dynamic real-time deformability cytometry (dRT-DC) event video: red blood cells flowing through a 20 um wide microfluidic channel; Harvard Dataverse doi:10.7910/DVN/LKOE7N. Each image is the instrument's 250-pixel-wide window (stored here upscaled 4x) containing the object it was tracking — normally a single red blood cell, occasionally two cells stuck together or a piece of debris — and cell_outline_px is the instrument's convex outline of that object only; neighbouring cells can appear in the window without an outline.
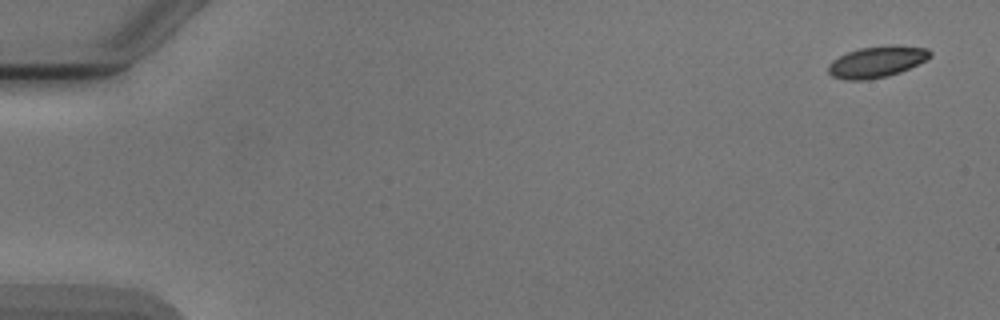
{"species": "Egyptian fruit bat (a non-hibernating species)", "species_latin": "Rousettus aegyptiacus", "temperature_condition": "cold", "stored_images_in_passage": 5, "camera_frame_rate_fps": 3000, "um_per_image_px": 0.085, "animal": {"sex": "male"}, "frame": {"image": 1, "passage_image": 1, "time_ms": 0.0, "image_size_px": [1000, 320], "cell_outline_px": [[932, 56], [900, 72], [888, 76], [868, 80], [844, 80], [832, 76], [828, 72], [828, 64], [832, 60], [848, 52], [860, 48], [928, 48], [932, 52]], "centroid_in_image_um": [74.44, 5.32], "position_along_channel_um": 10.6, "area_um2": 17.63}}
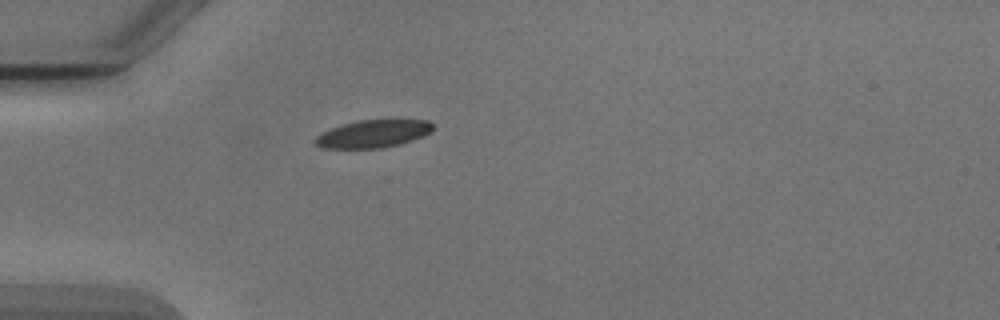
{"frame": {"image": 2, "passage_image": 5, "time_ms": 4.667, "image_size_px": [1000, 320], "cell_outline_px": [[432, 132], [424, 136], [400, 144], [384, 148], [320, 148], [312, 144], [312, 140], [316, 136], [332, 128], [356, 120], [428, 120], [432, 124]], "centroid_in_image_um": [31.68, 11.38], "position_along_channel_um": 53.3, "area_um2": 19.07}}